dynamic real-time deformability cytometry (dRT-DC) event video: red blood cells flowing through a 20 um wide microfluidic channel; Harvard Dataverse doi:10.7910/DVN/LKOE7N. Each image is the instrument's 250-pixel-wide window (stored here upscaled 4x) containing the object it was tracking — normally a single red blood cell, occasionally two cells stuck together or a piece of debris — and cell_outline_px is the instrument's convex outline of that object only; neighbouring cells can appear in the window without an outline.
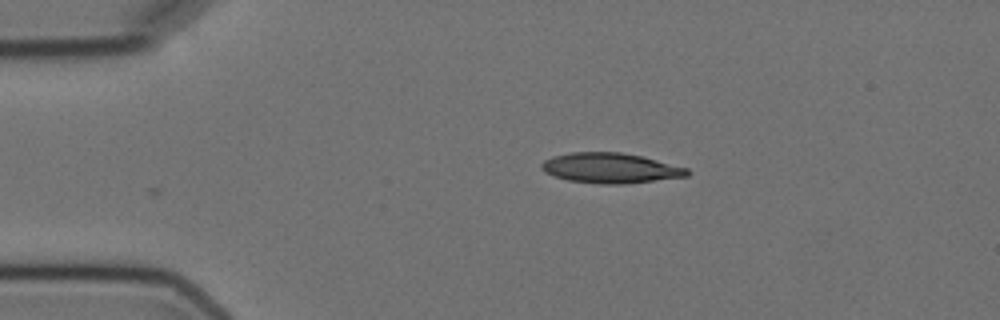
{"species": "Egyptian fruit bat (a non-hibernating species)", "species_latin": "Rousettus aegyptiacus", "temperature_condition": "cold", "stored_images_in_passage": 2, "camera_frame_rate_fps": 3000, "um_per_image_px": 0.085, "animal": {"sex": "female"}, "frame": {"image": 1, "passage_image": 1, "time_ms": 0.0, "image_size_px": [1000, 320], "cell_outline_px": [[692, 172], [688, 176], [624, 184], [600, 184], [568, 180], [552, 176], [544, 172], [540, 168], [540, 164], [544, 160], [552, 156], [572, 152], [620, 152], [640, 156], [688, 168]], "centroid_in_image_um": [51.85, 14.29], "position_along_channel_um": 33.1, "area_um2": 25.66}}